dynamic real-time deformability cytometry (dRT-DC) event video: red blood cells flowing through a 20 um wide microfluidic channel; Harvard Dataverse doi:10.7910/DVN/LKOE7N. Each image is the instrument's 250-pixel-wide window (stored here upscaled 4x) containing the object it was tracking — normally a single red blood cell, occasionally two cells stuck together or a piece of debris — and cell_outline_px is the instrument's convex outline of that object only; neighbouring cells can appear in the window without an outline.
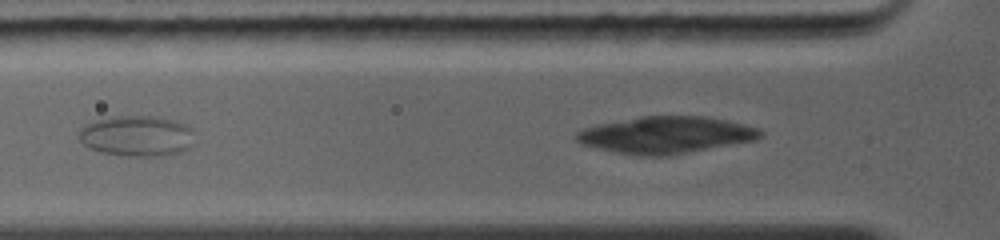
{"species": "common noctule bat (a hibernating species)", "species_latin": "Nyctalus noctula", "temperature_condition": "warm", "stored_images_in_passage": 7, "camera_frame_rate_fps": 5000, "um_per_image_px": 0.085, "animal": {"sex": "female", "body_mass_g": 19.0, "forearm_length_mm": 56.7}, "frame": {"image": 1, "passage_image": 3, "time_ms": 2.0, "image_size_px": [1000, 240], "cell_outline_px": [[188, 128], [184, 148], [172, 152], [108, 152], [92, 148], [84, 144], [80, 140], [80, 132], [88, 124], [96, 120], [120, 116], [160, 116], [176, 120], [184, 124]], "centroid_in_image_um": [11.5, 11.43], "position_along_channel_um": 114.3, "area_um2": 24.39}}